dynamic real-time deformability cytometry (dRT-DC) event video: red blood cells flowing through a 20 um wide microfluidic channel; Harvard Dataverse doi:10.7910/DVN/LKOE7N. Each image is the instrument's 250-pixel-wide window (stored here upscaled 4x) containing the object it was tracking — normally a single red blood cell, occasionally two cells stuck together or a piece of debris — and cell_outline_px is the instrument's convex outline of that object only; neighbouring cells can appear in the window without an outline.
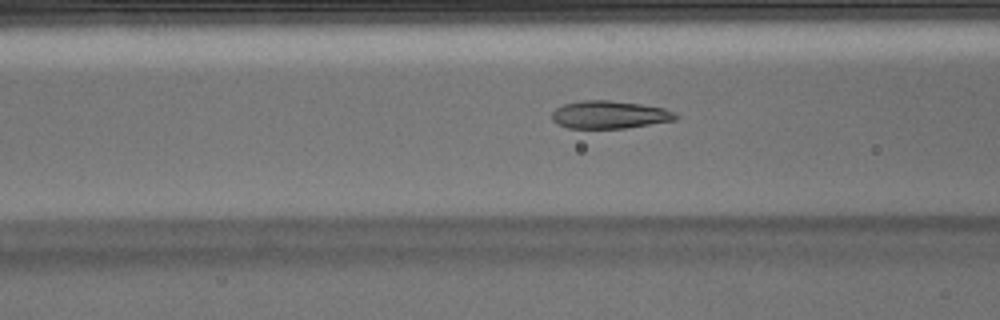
{"species": "Egyptian fruit bat (a non-hibernating species)", "species_latin": "Rousettus aegyptiacus", "temperature_condition": "warm", "stored_images_in_passage": 39, "camera_frame_rate_fps": 3000, "um_per_image_px": 0.085, "animal": {"sex": "male"}, "frame": {"image": 1, "passage_image": 7, "time_ms": 2.0, "image_size_px": [1000, 320], "cell_outline_px": [[680, 116], [676, 120], [624, 128], [568, 128], [556, 124], [552, 120], [552, 112], [556, 108], [564, 104], [584, 100], [608, 100], [640, 104], [664, 108]], "centroid_in_image_um": [51.79, 9.75], "position_along_channel_um": 114.8, "area_um2": 19.94}}
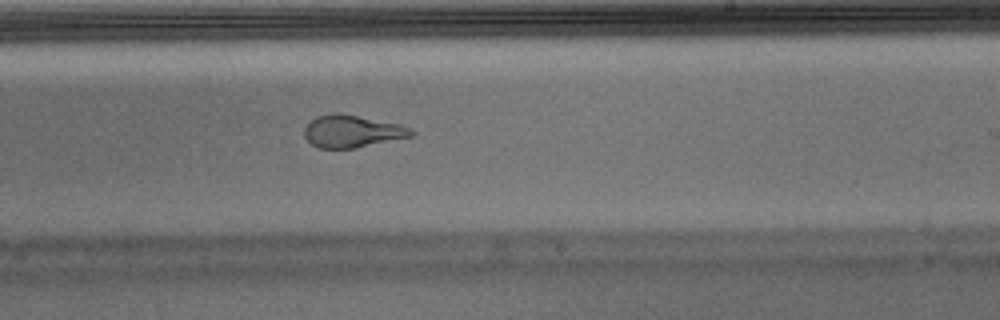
{"frame": {"image": 2, "passage_image": 18, "time_ms": 5.667, "image_size_px": [1000, 320], "cell_outline_px": [[416, 132], [412, 136], [352, 148], [320, 148], [312, 144], [304, 136], [304, 128], [316, 116], [332, 112], [340, 112], [400, 124], [412, 128]], "centroid_in_image_um": [29.93, 11.13], "position_along_channel_um": 259.1, "area_um2": 20.11}}
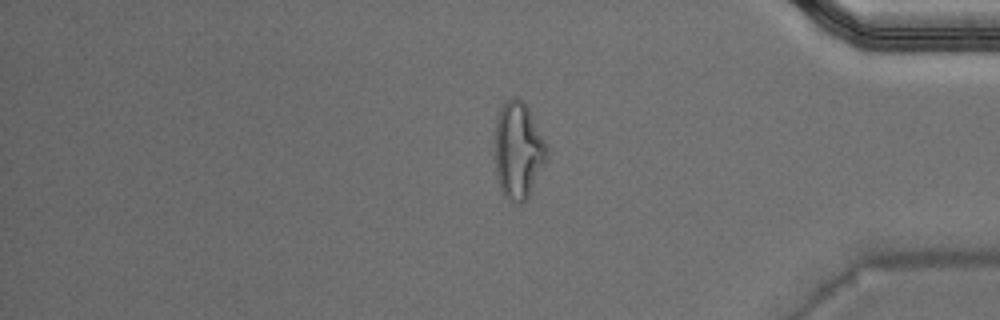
{"frame": {"image": 3, "passage_image": 30, "time_ms": 9.667, "image_size_px": [1000, 320], "cell_outline_px": [[548, 156], [528, 196], [520, 204], [516, 204], [508, 200], [500, 192], [496, 176], [496, 120], [500, 108], [504, 100], [512, 96], [516, 96], [524, 100], [548, 148]], "centroid_in_image_um": [44.03, 12.77], "position_along_channel_um": 391.2, "area_um2": 29.3}, "authors_computed_cell_mechanics": {"area_um2": 20.808, "velocity_mm_per_s": 3.9325, "shape_relaxation_time_tau1_ms": null, "shape_relaxation_time_tau2_ms": 0.9172, "deformation_change_tau1": null, "deformation_change_tau2": 0.0921}}